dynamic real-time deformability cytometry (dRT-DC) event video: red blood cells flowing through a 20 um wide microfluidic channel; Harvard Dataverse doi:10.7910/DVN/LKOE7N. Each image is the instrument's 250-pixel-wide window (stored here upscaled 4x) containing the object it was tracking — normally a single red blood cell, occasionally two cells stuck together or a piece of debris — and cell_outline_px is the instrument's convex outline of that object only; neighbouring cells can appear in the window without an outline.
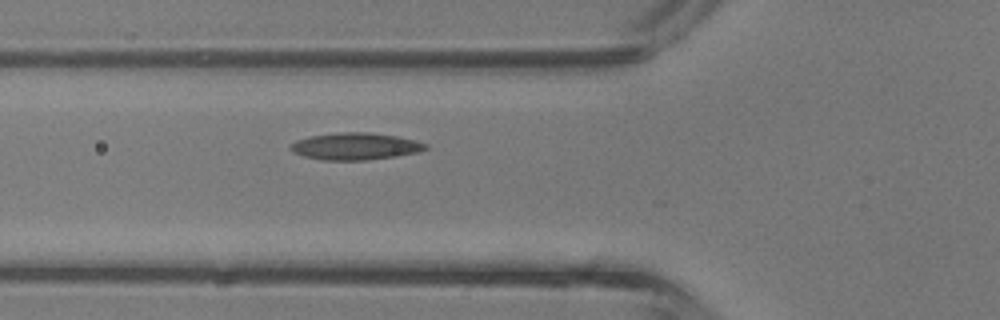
{"species": "common noctule bat (a hibernating species)", "species_latin": "Nyctalus noctula", "temperature_condition": "room temperature", "stored_images_in_passage": 6, "camera_frame_rate_fps": 3000, "um_per_image_px": 0.085, "animal": {"sex": "male", "body_mass_g": 13.3}, "frame": {"image": 1, "passage_image": 6, "time_ms": 1.667, "image_size_px": [1000, 320], "cell_outline_px": [[428, 148], [420, 152], [364, 160], [320, 160], [304, 156], [292, 152], [288, 148], [296, 140], [308, 136], [340, 132], [372, 132], [396, 136], [416, 140], [428, 144]], "centroid_in_image_um": [30.19, 12.43], "position_along_channel_um": 95.6, "area_um2": 21.33}}